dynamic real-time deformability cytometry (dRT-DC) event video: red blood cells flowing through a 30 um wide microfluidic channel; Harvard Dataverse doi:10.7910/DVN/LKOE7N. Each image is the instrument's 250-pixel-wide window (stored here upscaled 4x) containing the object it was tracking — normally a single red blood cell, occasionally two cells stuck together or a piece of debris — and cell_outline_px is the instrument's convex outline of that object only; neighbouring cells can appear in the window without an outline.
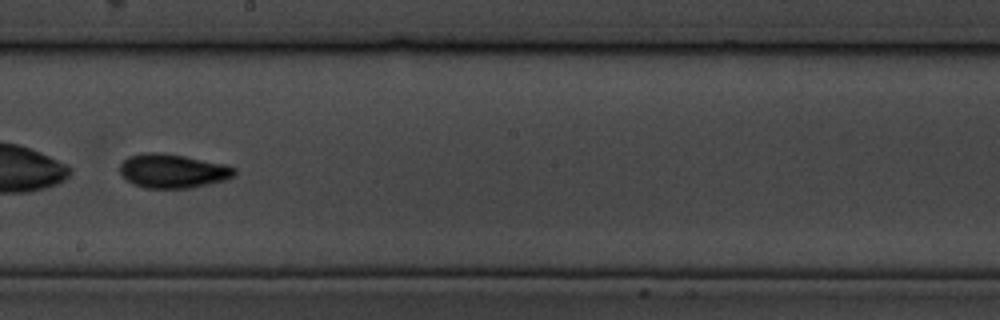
{"species": "common noctule bat (a hibernating species)", "species_latin": "Nyctalus noctula", "temperature_condition": "cold", "stored_images_in_passage": 43, "camera_frame_rate_fps": 3000, "um_per_image_px": 0.085, "animal": {"sex": "male", "body_mass_g": 19.5, "forearm_length_mm": 54.6}, "frame": {"image": 1, "passage_image": 19, "time_ms": 6.0, "image_size_px": [1000, 320], "cell_outline_px": [[236, 172], [232, 176], [224, 180], [192, 188], [144, 188], [132, 184], [124, 180], [120, 172], [120, 164], [128, 156], [148, 152], [156, 152], [184, 156], [228, 164], [236, 168]], "centroid_in_image_um": [14.66, 14.54], "position_along_channel_um": 233.5, "area_um2": 22.89}, "authors_computed_cell_mechanics": {"area_um2": 22.1952, "velocity_mm_per_s": 3.4679, "shape_relaxation_time_tau1_ms": 1.9466, "shape_relaxation_time_tau2_ms": 7.2103, "deformation_change_tau1": 0.2302, "deformation_change_tau2": 0.0644}}